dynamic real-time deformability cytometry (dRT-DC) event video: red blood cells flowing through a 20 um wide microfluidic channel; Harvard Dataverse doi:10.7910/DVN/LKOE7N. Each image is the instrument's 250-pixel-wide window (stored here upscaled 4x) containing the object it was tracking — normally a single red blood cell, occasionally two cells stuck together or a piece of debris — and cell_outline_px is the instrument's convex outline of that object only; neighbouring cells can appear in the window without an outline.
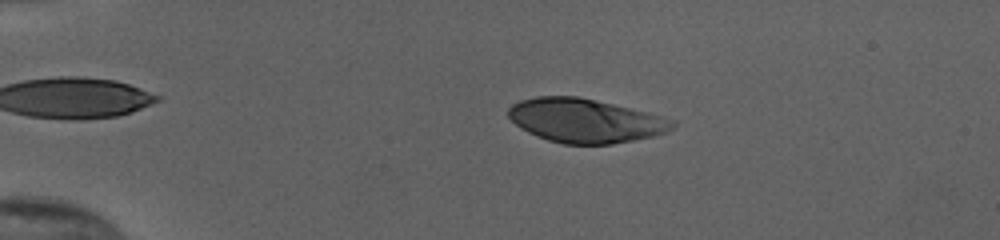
{"species": "human", "species_latin": "Homo sapiens", "temperature_condition": "cold", "stored_images_in_passage": 53, "camera_frame_rate_fps": 3000, "um_per_image_px": 0.085, "donor": {"sex": "female"}, "frame": {"image": 1, "passage_image": 11, "time_ms": 3.333, "image_size_px": [1000, 240], "cell_outline_px": [[676, 124], [668, 132], [656, 136], [612, 144], [564, 144], [548, 140], [536, 136], [520, 128], [508, 116], [508, 108], [512, 104], [520, 100], [536, 96], [576, 96], [596, 100], [676, 120]], "centroid_in_image_um": [49.73, 10.26], "position_along_channel_um": 35.3, "area_um2": 41.91}}
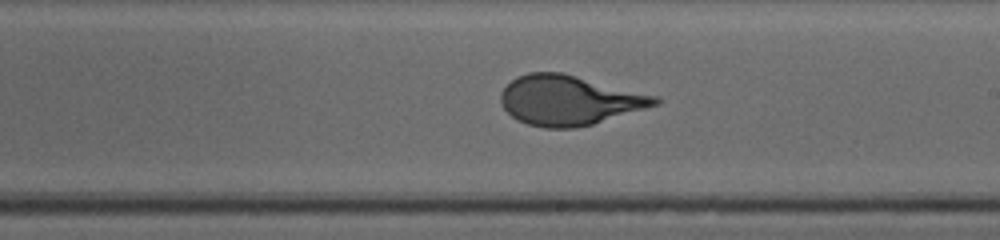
{"frame": {"image": 2, "passage_image": 32, "time_ms": 10.333, "image_size_px": [1000, 240], "cell_outline_px": [[664, 100], [660, 104], [592, 124], [576, 128], [544, 128], [528, 124], [516, 120], [504, 108], [500, 100], [500, 92], [516, 76], [528, 72], [560, 72], [660, 96]], "centroid_in_image_um": [48.4, 8.52], "position_along_channel_um": 240.6, "area_um2": 44.85}}
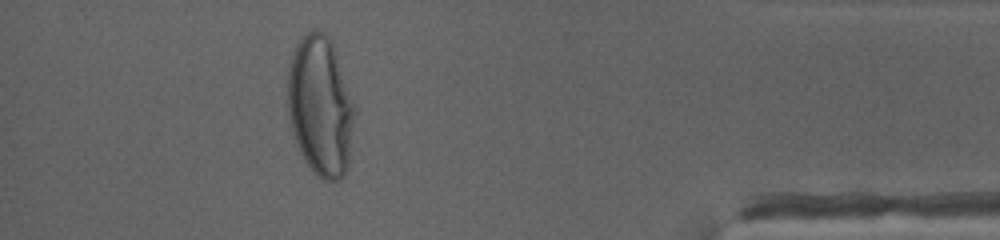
{"frame": {"image": 3, "passage_image": 48, "time_ms": 15.667, "image_size_px": [1000, 240], "cell_outline_px": [[356, 112], [348, 164], [344, 176], [340, 180], [324, 180], [304, 160], [300, 152], [292, 128], [288, 112], [288, 68], [292, 52], [300, 40], [312, 28], [316, 28], [324, 32], [332, 40], [356, 104]], "centroid_in_image_um": [27.27, 8.97], "position_along_channel_um": 407.9, "area_um2": 55.03}}